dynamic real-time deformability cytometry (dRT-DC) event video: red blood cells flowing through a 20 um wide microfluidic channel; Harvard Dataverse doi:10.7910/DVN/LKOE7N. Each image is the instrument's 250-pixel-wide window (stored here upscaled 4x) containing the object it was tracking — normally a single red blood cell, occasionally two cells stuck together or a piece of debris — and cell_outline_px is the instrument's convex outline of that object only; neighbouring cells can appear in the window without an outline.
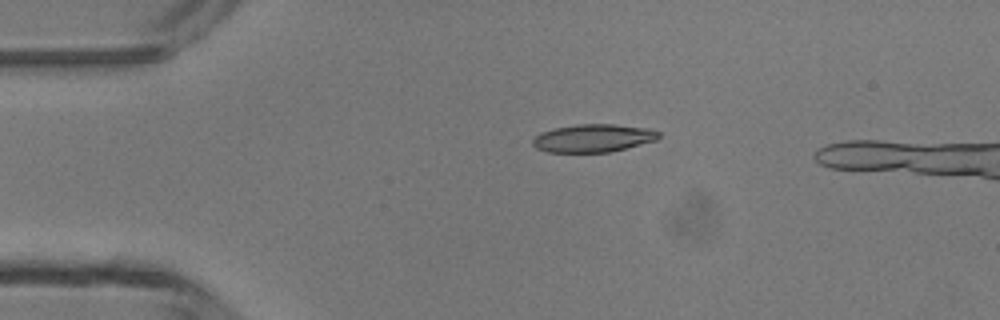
{"species": "common noctule bat (a hibernating species)", "species_latin": "Nyctalus noctula", "temperature_condition": "room temperature", "stored_images_in_passage": 3, "camera_frame_rate_fps": 3000, "um_per_image_px": 0.085, "animal": {"sex": "male", "body_mass_g": 13.3}, "frame": {"image": 1, "passage_image": 2, "time_ms": 1.333, "image_size_px": [1000, 320], "cell_outline_px": [[660, 136], [656, 140], [608, 152], [548, 152], [536, 148], [532, 144], [532, 140], [540, 132], [556, 128], [576, 124], [612, 124], [652, 128], [660, 132]], "centroid_in_image_um": [50.43, 11.73], "position_along_channel_um": 34.6, "area_um2": 20.46}}